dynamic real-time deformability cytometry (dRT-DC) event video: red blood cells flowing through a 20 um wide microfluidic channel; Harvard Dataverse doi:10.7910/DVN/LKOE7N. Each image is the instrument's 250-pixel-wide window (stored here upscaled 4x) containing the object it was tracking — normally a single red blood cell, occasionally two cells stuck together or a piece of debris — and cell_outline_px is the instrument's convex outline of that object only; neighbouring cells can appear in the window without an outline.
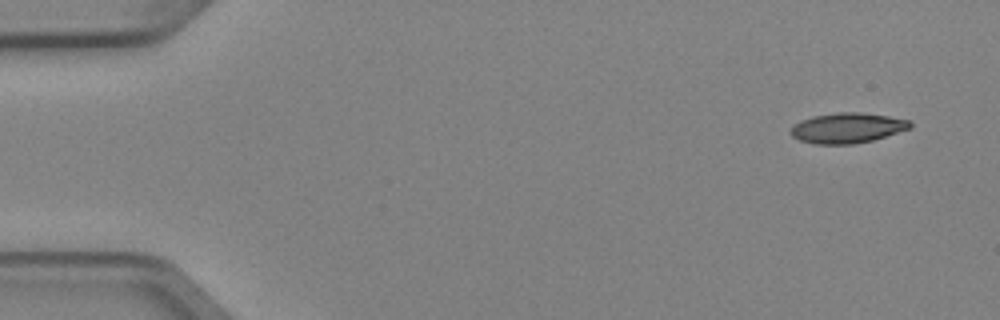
{"species": "Egyptian fruit bat (a non-hibernating species)", "species_latin": "Rousettus aegyptiacus", "temperature_condition": "cold", "stored_images_in_passage": 5, "camera_frame_rate_fps": 3000, "um_per_image_px": 0.085, "animal": {"sex": "female"}, "frame": {"image": 1, "passage_image": 1, "time_ms": 0.0, "image_size_px": [1000, 320], "cell_outline_px": [[912, 128], [872, 140], [852, 144], [816, 144], [800, 140], [792, 136], [792, 128], [800, 120], [812, 116], [840, 112], [860, 112], [888, 116], [908, 120], [912, 124]], "centroid_in_image_um": [72.04, 10.87], "position_along_channel_um": 13.0, "area_um2": 20.81}}
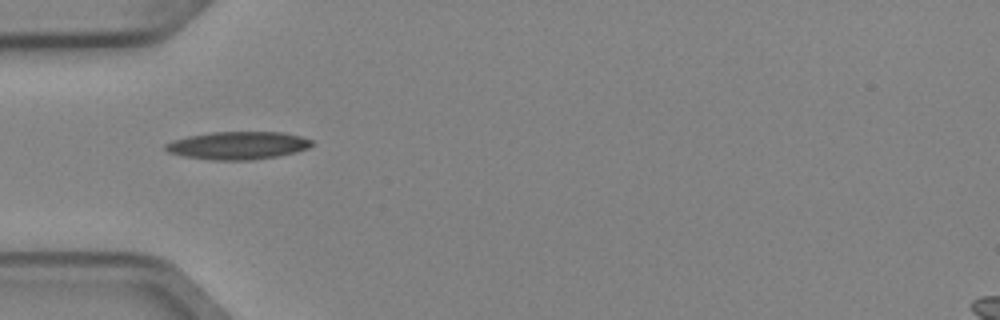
{"frame": {"image": 2, "passage_image": 4, "time_ms": 1.0, "image_size_px": [1000, 320], "cell_outline_px": [[316, 144], [308, 148], [296, 152], [276, 156], [252, 160], [212, 160], [184, 156], [168, 152], [164, 148], [164, 144], [172, 140], [188, 136], [212, 132], [284, 132], [300, 136], [312, 140]], "centroid_in_image_um": [20.23, 12.36], "position_along_channel_um": 64.8, "area_um2": 23.81}}
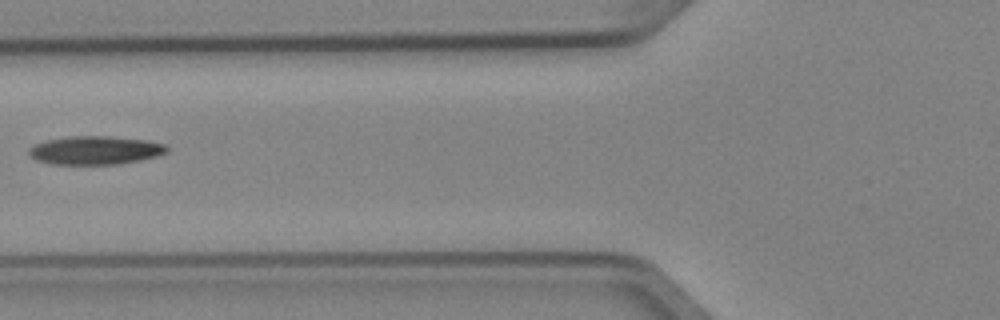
{"frame": {"image": 3, "passage_image": 5, "time_ms": 1.333, "image_size_px": [1000, 320], "cell_outline_px": [[168, 152], [156, 156], [140, 160], [116, 164], [52, 164], [36, 160], [28, 156], [28, 148], [36, 144], [48, 140], [68, 136], [108, 136], [148, 140], [168, 144]], "centroid_in_image_um": [8.11, 12.77], "position_along_channel_um": 117.7, "area_um2": 23.0}}